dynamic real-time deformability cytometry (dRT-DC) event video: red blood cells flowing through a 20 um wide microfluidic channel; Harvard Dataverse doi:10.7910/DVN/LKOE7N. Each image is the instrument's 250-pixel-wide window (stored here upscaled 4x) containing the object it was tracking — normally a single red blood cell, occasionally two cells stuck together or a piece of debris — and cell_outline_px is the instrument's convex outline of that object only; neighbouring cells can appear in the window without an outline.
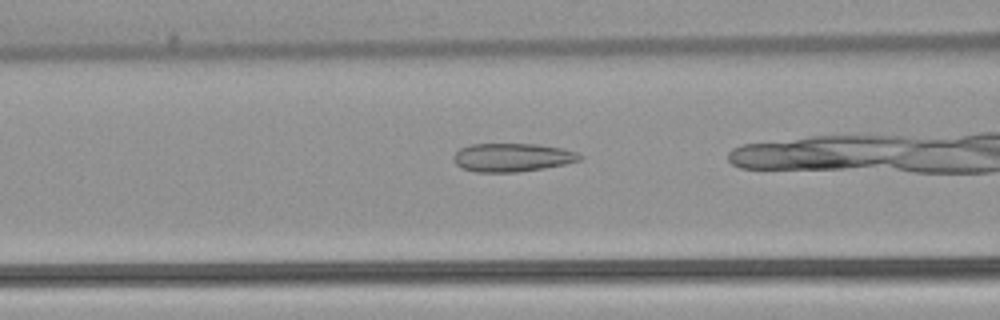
{"species": "common noctule bat (a hibernating species)", "species_latin": "Nyctalus noctula", "temperature_condition": "warm", "stored_images_in_passage": 43, "camera_frame_rate_fps": 3000, "um_per_image_px": 0.085, "animal": {"sex": "female", "body_mass_g": 22.7, "forearm_length_mm": 54.2}, "frame": {"image": 1, "passage_image": 12, "time_ms": 3.667, "image_size_px": [1000, 320], "cell_outline_px": [[584, 156], [580, 160], [564, 164], [520, 172], [476, 172], [460, 168], [456, 164], [452, 156], [460, 148], [472, 144], [536, 144], [564, 148], [576, 152]], "centroid_in_image_um": [43.53, 13.38], "position_along_channel_um": 123.1, "area_um2": 20.98}}
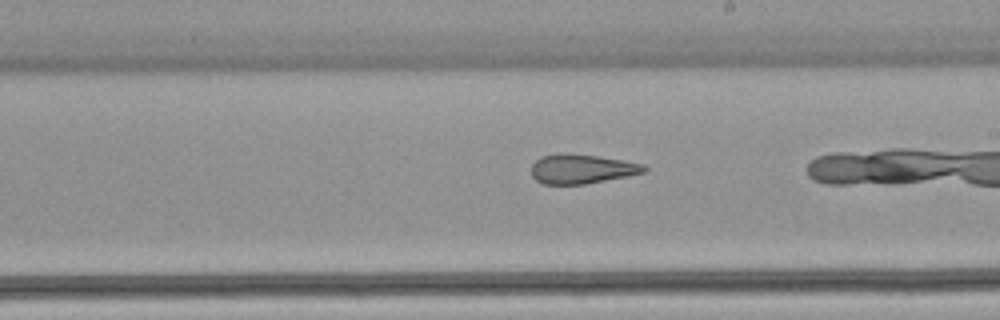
{"frame": {"image": 2, "passage_image": 21, "time_ms": 6.667, "image_size_px": [1000, 320], "cell_outline_px": [[648, 168], [644, 172], [628, 176], [584, 184], [544, 184], [536, 180], [532, 176], [532, 164], [540, 156], [556, 152], [568, 152], [596, 156], [644, 164]], "centroid_in_image_um": [49.4, 14.34], "position_along_channel_um": 239.6, "area_um2": 19.42}}
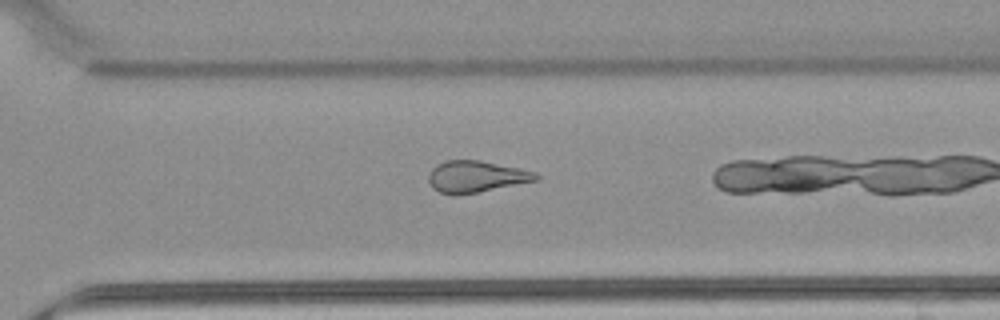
{"frame": {"image": 3, "passage_image": 28, "time_ms": 9.0, "image_size_px": [1000, 320], "cell_outline_px": [[540, 176], [536, 180], [456, 196], [452, 196], [440, 192], [432, 188], [428, 180], [428, 172], [436, 164], [444, 160], [480, 160], [536, 172]], "centroid_in_image_um": [40.38, 15.01], "position_along_channel_um": 330.2, "area_um2": 19.71}, "authors_computed_cell_mechanics": {"area_um2": 19.8254, "velocity_mm_per_s": 3.8874, "shape_relaxation_time_tau1_ms": null, "shape_relaxation_time_tau2_ms": 2.3419, "deformation_change_tau1": null, "deformation_change_tau2": 0.0999}}